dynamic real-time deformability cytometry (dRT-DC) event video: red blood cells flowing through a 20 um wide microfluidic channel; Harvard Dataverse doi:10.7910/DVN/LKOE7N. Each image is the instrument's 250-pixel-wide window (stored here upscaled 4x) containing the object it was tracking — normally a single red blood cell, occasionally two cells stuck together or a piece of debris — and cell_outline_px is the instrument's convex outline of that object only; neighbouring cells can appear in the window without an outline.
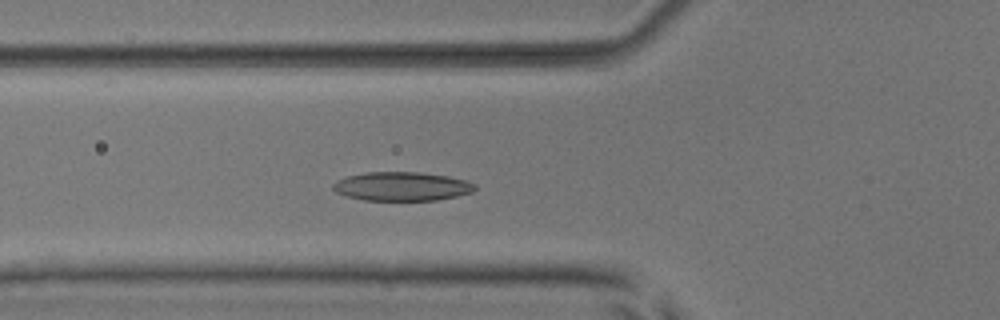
{"species": "common noctule bat (a hibernating species)", "species_latin": "Nyctalus noctula", "temperature_condition": "room temperature", "stored_images_in_passage": 45, "camera_frame_rate_fps": 3000, "um_per_image_px": 0.085, "animal": {"sex": "male", "body_mass_g": 17.9, "forearm_length_mm": 54.2}, "frame": {"image": 1, "passage_image": 11, "time_ms": 3.333, "image_size_px": [1000, 320], "cell_outline_px": [[476, 188], [472, 192], [456, 196], [436, 200], [364, 200], [348, 196], [336, 192], [332, 188], [332, 184], [336, 180], [348, 176], [368, 172], [420, 172], [448, 176], [464, 180], [476, 184]], "centroid_in_image_um": [34.15, 15.84], "position_along_channel_um": 91.6, "area_um2": 23.76}}
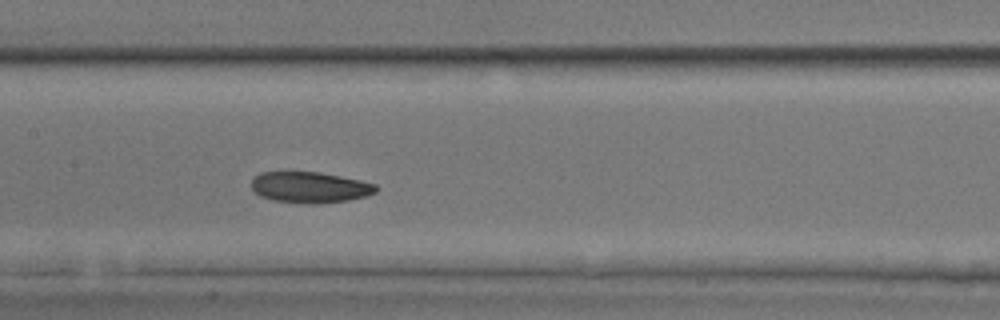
{"frame": {"image": 2, "passage_image": 18, "time_ms": 5.667, "image_size_px": [1000, 320], "cell_outline_px": [[380, 188], [376, 192], [364, 196], [348, 200], [316, 204], [308, 204], [272, 200], [260, 196], [252, 188], [252, 180], [260, 172], [320, 172], [360, 180], [376, 184]], "centroid_in_image_um": [26.36, 15.92], "position_along_channel_um": 181.0, "area_um2": 22.48}}
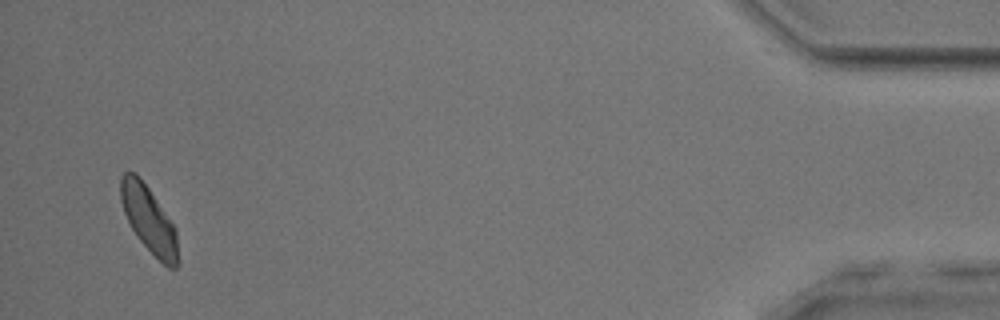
{"frame": {"image": 3, "passage_image": 43, "time_ms": 14.0, "image_size_px": [1000, 320], "cell_outline_px": [[180, 264], [176, 268], [168, 268], [136, 236], [124, 212], [120, 200], [120, 176], [124, 172], [136, 172], [148, 188], [176, 228]], "centroid_in_image_um": [12.67, 18.67], "position_along_channel_um": 422.5, "area_um2": 22.08}, "authors_computed_cell_mechanics": {"area_um2": 22.831, "velocity_mm_per_s": 3.8429, "shape_relaxation_time_tau1_ms": 3.1412, "shape_relaxation_time_tau2_ms": 3.4943, "deformation_change_tau1": 0.1065, "deformation_change_tau2": 0.09}}